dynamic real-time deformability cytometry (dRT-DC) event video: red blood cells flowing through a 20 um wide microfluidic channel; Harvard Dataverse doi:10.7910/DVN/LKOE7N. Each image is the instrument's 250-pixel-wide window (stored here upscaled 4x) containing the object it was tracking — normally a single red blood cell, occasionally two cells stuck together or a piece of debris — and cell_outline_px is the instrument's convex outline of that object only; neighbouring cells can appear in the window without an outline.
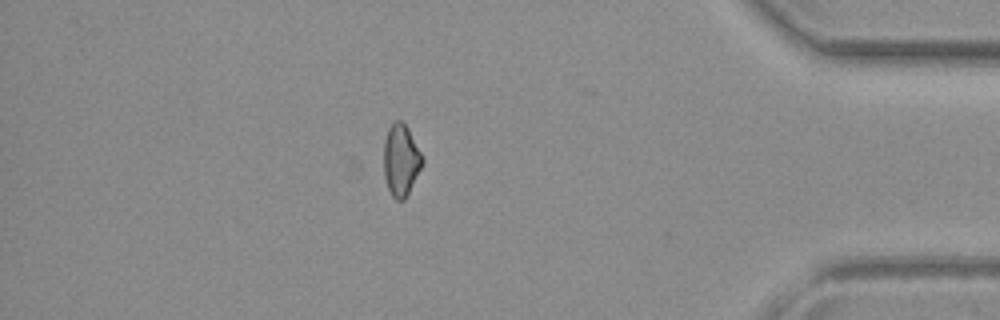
{"species": "common noctule bat (a hibernating species)", "species_latin": "Nyctalus noctula", "temperature_condition": "warm", "stored_images_in_passage": 16, "camera_frame_rate_fps": 3000, "um_per_image_px": 0.085, "animal": {"sex": "female", "body_mass_g": 19.3, "forearm_length_mm": 54.1}, "frame": {"image": 1, "passage_image": 15, "time_ms": 4.667, "image_size_px": [1000, 320], "cell_outline_px": [[424, 160], [404, 200], [396, 200], [392, 196], [388, 188], [384, 176], [384, 140], [388, 128], [392, 120], [400, 120], [408, 128]], "centroid_in_image_um": [34.05, 13.58], "position_along_channel_um": 401.2, "area_um2": 15.9}}